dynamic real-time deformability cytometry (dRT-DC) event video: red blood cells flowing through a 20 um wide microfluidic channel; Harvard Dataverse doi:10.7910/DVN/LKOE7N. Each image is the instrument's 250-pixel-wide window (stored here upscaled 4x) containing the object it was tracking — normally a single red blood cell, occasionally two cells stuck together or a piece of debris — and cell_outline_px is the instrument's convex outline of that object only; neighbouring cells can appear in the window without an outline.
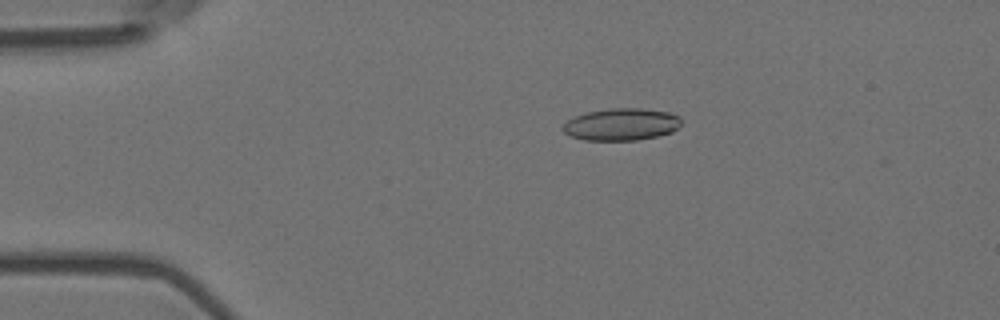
{"species": "Egyptian fruit bat (a non-hibernating species)", "species_latin": "Rousettus aegyptiacus", "temperature_condition": "room temperature", "stored_images_in_passage": 50, "camera_frame_rate_fps": 3000, "um_per_image_px": 0.085, "animal": {"sex": "female"}, "frame": {"image": 1, "passage_image": 6, "time_ms": 1.667, "image_size_px": [1000, 320], "cell_outline_px": [[680, 124], [672, 132], [660, 136], [636, 140], [584, 140], [572, 136], [564, 132], [560, 128], [568, 120], [576, 116], [588, 112], [612, 108], [640, 108], [668, 112], [680, 116]], "centroid_in_image_um": [52.82, 10.58], "position_along_channel_um": 32.2, "area_um2": 22.08}}
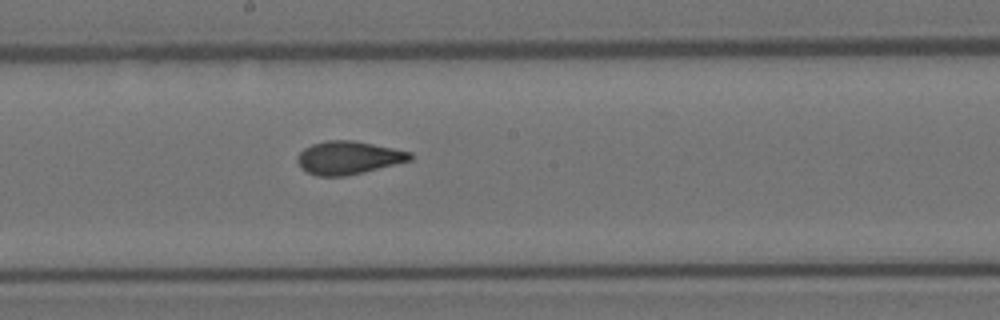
{"frame": {"image": 2, "passage_image": 25, "time_ms": 8.0, "image_size_px": [1000, 320], "cell_outline_px": [[412, 160], [364, 172], [344, 176], [316, 176], [300, 168], [296, 160], [296, 156], [304, 148], [312, 144], [324, 140], [352, 140], [412, 152]], "centroid_in_image_um": [29.58, 13.41], "position_along_channel_um": 218.6, "area_um2": 21.79}}
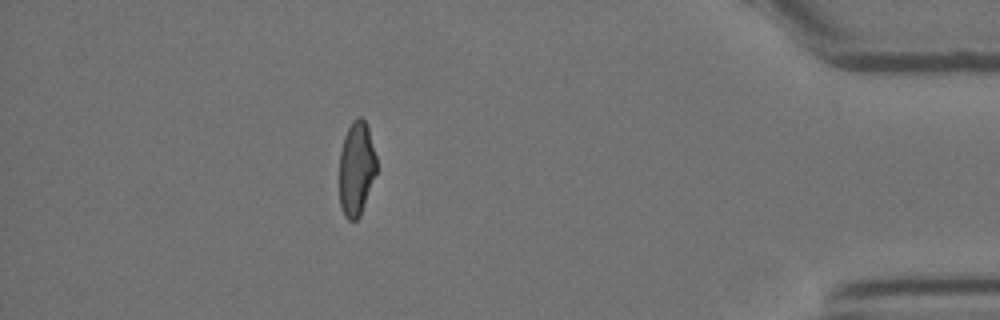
{"frame": {"image": 3, "passage_image": 44, "time_ms": 14.333, "image_size_px": [1000, 320], "cell_outline_px": [[376, 172], [360, 216], [356, 220], [348, 220], [344, 216], [340, 208], [340, 152], [344, 136], [352, 120], [360, 116], [364, 120], [368, 128], [376, 156]], "centroid_in_image_um": [30.28, 14.34], "position_along_channel_um": 404.9, "area_um2": 20.29}, "authors_computed_cell_mechanics": {"area_um2": 21.675, "velocity_mm_per_s": 3.6932, "shape_relaxation_time_tau1_ms": 7.4037, "shape_relaxation_time_tau2_ms": 1.279, "deformation_change_tau1": 0.1899, "deformation_change_tau2": 0.0742}}